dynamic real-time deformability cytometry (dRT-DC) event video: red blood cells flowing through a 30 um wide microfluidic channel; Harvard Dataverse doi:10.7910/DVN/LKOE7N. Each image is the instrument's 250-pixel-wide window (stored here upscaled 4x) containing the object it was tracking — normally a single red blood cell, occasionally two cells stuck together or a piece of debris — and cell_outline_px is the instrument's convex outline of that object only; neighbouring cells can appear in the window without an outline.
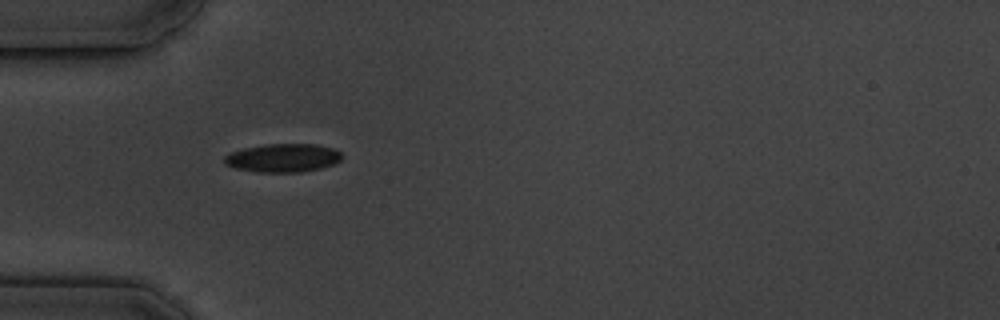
{"species": "common noctule bat (a hibernating species)", "species_latin": "Nyctalus noctula", "temperature_condition": "cold", "stored_images_in_passage": 2, "camera_frame_rate_fps": 3000, "um_per_image_px": 0.085, "animal": {"sex": "male", "body_mass_g": 19.5, "forearm_length_mm": 54.6}, "frame": {"image": 1, "passage_image": 1, "time_ms": 0.0, "image_size_px": [1000, 320], "cell_outline_px": [[344, 156], [340, 160], [332, 164], [320, 168], [300, 172], [256, 172], [236, 168], [224, 164], [224, 156], [232, 152], [244, 148], [268, 144], [316, 144], [332, 148], [340, 152]], "centroid_in_image_um": [24.05, 13.42], "position_along_channel_um": 61.0, "area_um2": 19.36}}